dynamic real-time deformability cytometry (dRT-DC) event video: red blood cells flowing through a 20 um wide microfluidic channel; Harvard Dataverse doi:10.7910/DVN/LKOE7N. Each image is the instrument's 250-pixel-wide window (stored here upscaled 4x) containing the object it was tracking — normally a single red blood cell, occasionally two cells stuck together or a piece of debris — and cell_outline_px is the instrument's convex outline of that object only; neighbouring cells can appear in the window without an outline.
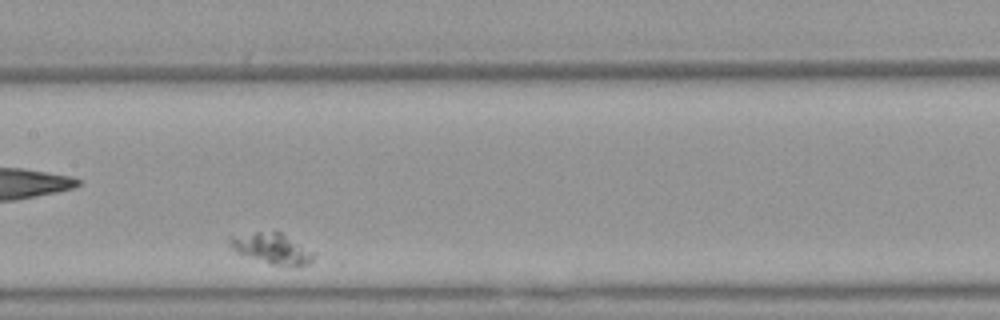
{"species": "Egyptian fruit bat (a non-hibernating species)", "species_latin": "Rousettus aegyptiacus", "temperature_condition": "warm", "stored_images_in_passage": 47, "segment_of_instrument_passage": [2, 2], "camera_frame_rate_fps": 3000, "um_per_image_px": 0.085, "animal": {"sex": "female"}, "frame": {"image": 1, "passage_image": 23, "time_ms": 7.333, "image_size_px": [1000, 320], "cell_outline_px": [[312, 260], [308, 264], [296, 268], [268, 264], [236, 252], [228, 244], [228, 236], [256, 232], [280, 232], [312, 252]], "centroid_in_image_um": [23.05, 21.15], "position_along_channel_um": 184.3, "area_um2": 14.91}}
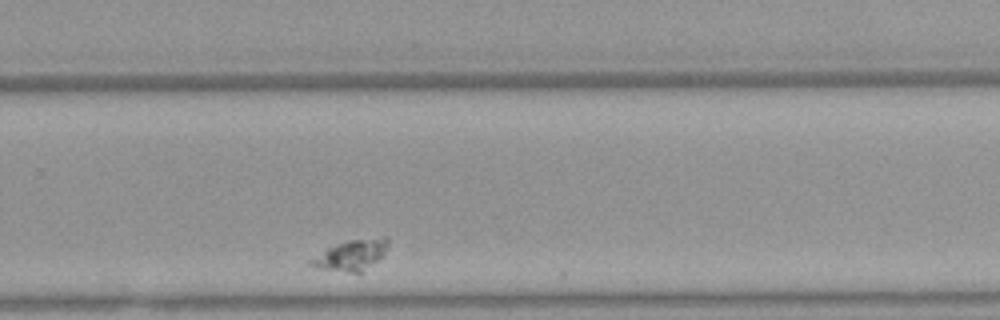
{"frame": {"image": 2, "passage_image": 34, "time_ms": 11.0, "image_size_px": [1000, 320], "cell_outline_px": [[388, 248], [376, 260], [360, 272], [348, 272], [316, 268], [308, 264], [308, 260], [328, 248], [348, 240], [384, 236], [388, 240]], "centroid_in_image_um": [29.82, 21.67], "position_along_channel_um": 300.0, "area_um2": 13.41}}
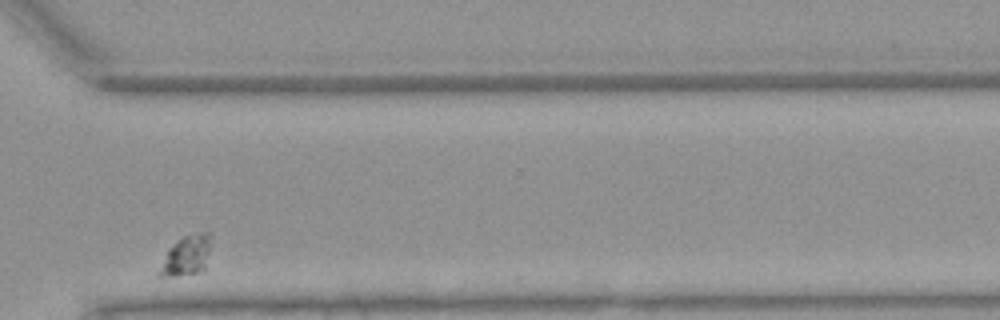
{"frame": {"image": 3, "passage_image": 39, "time_ms": 12.667, "image_size_px": [1000, 320], "cell_outline_px": [[212, 244], [204, 268], [196, 272], [176, 276], [160, 276], [156, 272], [168, 248], [176, 240], [184, 236], [200, 232], [212, 232]], "centroid_in_image_um": [15.85, 21.68], "position_along_channel_um": 354.8, "area_um2": 12.25}}